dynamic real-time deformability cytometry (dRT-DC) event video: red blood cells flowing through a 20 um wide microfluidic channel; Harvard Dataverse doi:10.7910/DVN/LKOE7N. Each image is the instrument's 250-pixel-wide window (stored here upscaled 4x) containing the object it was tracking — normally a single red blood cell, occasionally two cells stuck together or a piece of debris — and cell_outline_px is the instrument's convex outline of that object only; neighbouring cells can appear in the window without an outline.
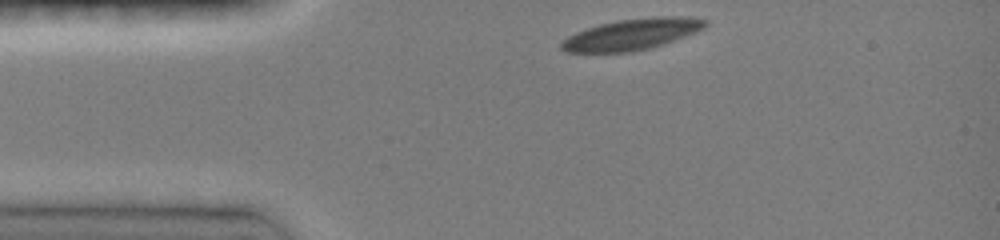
{"species": "common noctule bat (a hibernating species)", "species_latin": "Nyctalus noctula", "temperature_condition": "room temperature", "stored_images_in_passage": 28, "camera_frame_rate_fps": 3000, "um_per_image_px": 0.085, "animal": {"sex": "female", "body_mass_g": 19.0, "forearm_length_mm": 51.5}, "frame": {"image": 1, "passage_image": 1, "time_ms": 0.0, "image_size_px": [1000, 240], "cell_outline_px": [[708, 24], [704, 28], [696, 32], [664, 44], [632, 52], [568, 52], [560, 48], [560, 44], [568, 36], [576, 32], [600, 24], [616, 20], [652, 16], [676, 16], [708, 20]], "centroid_in_image_um": [53.72, 2.91], "position_along_channel_um": 31.3, "area_um2": 26.01}}